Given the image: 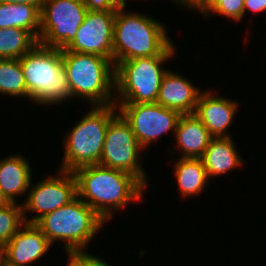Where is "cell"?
I'll return each instance as SVG.
<instances>
[{
    "mask_svg": "<svg viewBox=\"0 0 266 266\" xmlns=\"http://www.w3.org/2000/svg\"><path fill=\"white\" fill-rule=\"evenodd\" d=\"M115 17L116 11H88L75 38L65 50L95 54L113 62Z\"/></svg>",
    "mask_w": 266,
    "mask_h": 266,
    "instance_id": "12",
    "label": "cell"
},
{
    "mask_svg": "<svg viewBox=\"0 0 266 266\" xmlns=\"http://www.w3.org/2000/svg\"><path fill=\"white\" fill-rule=\"evenodd\" d=\"M44 0H0V3H25L37 6L40 10Z\"/></svg>",
    "mask_w": 266,
    "mask_h": 266,
    "instance_id": "29",
    "label": "cell"
},
{
    "mask_svg": "<svg viewBox=\"0 0 266 266\" xmlns=\"http://www.w3.org/2000/svg\"><path fill=\"white\" fill-rule=\"evenodd\" d=\"M117 106H92L86 115L64 137V153L60 170L97 165L100 162L105 134L111 119L117 114Z\"/></svg>",
    "mask_w": 266,
    "mask_h": 266,
    "instance_id": "6",
    "label": "cell"
},
{
    "mask_svg": "<svg viewBox=\"0 0 266 266\" xmlns=\"http://www.w3.org/2000/svg\"><path fill=\"white\" fill-rule=\"evenodd\" d=\"M68 255V262L66 266H83L72 254Z\"/></svg>",
    "mask_w": 266,
    "mask_h": 266,
    "instance_id": "32",
    "label": "cell"
},
{
    "mask_svg": "<svg viewBox=\"0 0 266 266\" xmlns=\"http://www.w3.org/2000/svg\"><path fill=\"white\" fill-rule=\"evenodd\" d=\"M143 150L130 124L117 112L108 124L99 165L131 173L147 187L148 179L139 155Z\"/></svg>",
    "mask_w": 266,
    "mask_h": 266,
    "instance_id": "8",
    "label": "cell"
},
{
    "mask_svg": "<svg viewBox=\"0 0 266 266\" xmlns=\"http://www.w3.org/2000/svg\"><path fill=\"white\" fill-rule=\"evenodd\" d=\"M221 0H201L193 9L198 10L204 17L209 16L208 12Z\"/></svg>",
    "mask_w": 266,
    "mask_h": 266,
    "instance_id": "28",
    "label": "cell"
},
{
    "mask_svg": "<svg viewBox=\"0 0 266 266\" xmlns=\"http://www.w3.org/2000/svg\"><path fill=\"white\" fill-rule=\"evenodd\" d=\"M118 112L130 124L141 147L145 150L160 136L172 131L173 137L181 113L157 103L119 104Z\"/></svg>",
    "mask_w": 266,
    "mask_h": 266,
    "instance_id": "11",
    "label": "cell"
},
{
    "mask_svg": "<svg viewBox=\"0 0 266 266\" xmlns=\"http://www.w3.org/2000/svg\"><path fill=\"white\" fill-rule=\"evenodd\" d=\"M40 16V9L34 5L25 3H0V29H25L38 40Z\"/></svg>",
    "mask_w": 266,
    "mask_h": 266,
    "instance_id": "20",
    "label": "cell"
},
{
    "mask_svg": "<svg viewBox=\"0 0 266 266\" xmlns=\"http://www.w3.org/2000/svg\"><path fill=\"white\" fill-rule=\"evenodd\" d=\"M5 266H21V265L13 264V263H10V262L7 261Z\"/></svg>",
    "mask_w": 266,
    "mask_h": 266,
    "instance_id": "33",
    "label": "cell"
},
{
    "mask_svg": "<svg viewBox=\"0 0 266 266\" xmlns=\"http://www.w3.org/2000/svg\"><path fill=\"white\" fill-rule=\"evenodd\" d=\"M210 91L200 94L195 110V115L208 129L212 137L230 136L227 128L231 127L237 112L238 102L226 96H214Z\"/></svg>",
    "mask_w": 266,
    "mask_h": 266,
    "instance_id": "13",
    "label": "cell"
},
{
    "mask_svg": "<svg viewBox=\"0 0 266 266\" xmlns=\"http://www.w3.org/2000/svg\"><path fill=\"white\" fill-rule=\"evenodd\" d=\"M106 221L78 196L67 205L43 215L34 224L54 244L64 242L65 253L85 250Z\"/></svg>",
    "mask_w": 266,
    "mask_h": 266,
    "instance_id": "5",
    "label": "cell"
},
{
    "mask_svg": "<svg viewBox=\"0 0 266 266\" xmlns=\"http://www.w3.org/2000/svg\"><path fill=\"white\" fill-rule=\"evenodd\" d=\"M11 202L9 199L3 194V192L0 190V209H3L7 206H9Z\"/></svg>",
    "mask_w": 266,
    "mask_h": 266,
    "instance_id": "31",
    "label": "cell"
},
{
    "mask_svg": "<svg viewBox=\"0 0 266 266\" xmlns=\"http://www.w3.org/2000/svg\"><path fill=\"white\" fill-rule=\"evenodd\" d=\"M19 62L26 81L29 100L55 105L72 98L61 49L37 43Z\"/></svg>",
    "mask_w": 266,
    "mask_h": 266,
    "instance_id": "3",
    "label": "cell"
},
{
    "mask_svg": "<svg viewBox=\"0 0 266 266\" xmlns=\"http://www.w3.org/2000/svg\"><path fill=\"white\" fill-rule=\"evenodd\" d=\"M174 165L175 177L183 197L199 195L209 183L201 158H179Z\"/></svg>",
    "mask_w": 266,
    "mask_h": 266,
    "instance_id": "19",
    "label": "cell"
},
{
    "mask_svg": "<svg viewBox=\"0 0 266 266\" xmlns=\"http://www.w3.org/2000/svg\"><path fill=\"white\" fill-rule=\"evenodd\" d=\"M25 224L23 207L20 203H11L0 209V243L7 244L12 236Z\"/></svg>",
    "mask_w": 266,
    "mask_h": 266,
    "instance_id": "23",
    "label": "cell"
},
{
    "mask_svg": "<svg viewBox=\"0 0 266 266\" xmlns=\"http://www.w3.org/2000/svg\"><path fill=\"white\" fill-rule=\"evenodd\" d=\"M61 51L73 98L88 100L92 106L115 104V66L110 59L65 49Z\"/></svg>",
    "mask_w": 266,
    "mask_h": 266,
    "instance_id": "4",
    "label": "cell"
},
{
    "mask_svg": "<svg viewBox=\"0 0 266 266\" xmlns=\"http://www.w3.org/2000/svg\"><path fill=\"white\" fill-rule=\"evenodd\" d=\"M88 11H117L126 7L127 0H83Z\"/></svg>",
    "mask_w": 266,
    "mask_h": 266,
    "instance_id": "25",
    "label": "cell"
},
{
    "mask_svg": "<svg viewBox=\"0 0 266 266\" xmlns=\"http://www.w3.org/2000/svg\"><path fill=\"white\" fill-rule=\"evenodd\" d=\"M0 93L29 99L19 59H0Z\"/></svg>",
    "mask_w": 266,
    "mask_h": 266,
    "instance_id": "22",
    "label": "cell"
},
{
    "mask_svg": "<svg viewBox=\"0 0 266 266\" xmlns=\"http://www.w3.org/2000/svg\"><path fill=\"white\" fill-rule=\"evenodd\" d=\"M34 184H30L22 203L25 223H35L43 215L67 205L77 197V182L73 172L59 169L58 174H50ZM26 211L36 214L28 219Z\"/></svg>",
    "mask_w": 266,
    "mask_h": 266,
    "instance_id": "10",
    "label": "cell"
},
{
    "mask_svg": "<svg viewBox=\"0 0 266 266\" xmlns=\"http://www.w3.org/2000/svg\"><path fill=\"white\" fill-rule=\"evenodd\" d=\"M7 262V247L6 244L0 243V266H5Z\"/></svg>",
    "mask_w": 266,
    "mask_h": 266,
    "instance_id": "30",
    "label": "cell"
},
{
    "mask_svg": "<svg viewBox=\"0 0 266 266\" xmlns=\"http://www.w3.org/2000/svg\"><path fill=\"white\" fill-rule=\"evenodd\" d=\"M77 196L95 210L106 223L114 212L131 202L143 201L145 186L131 173L123 170L89 165L73 172Z\"/></svg>",
    "mask_w": 266,
    "mask_h": 266,
    "instance_id": "1",
    "label": "cell"
},
{
    "mask_svg": "<svg viewBox=\"0 0 266 266\" xmlns=\"http://www.w3.org/2000/svg\"><path fill=\"white\" fill-rule=\"evenodd\" d=\"M87 12L83 0H44L38 43L65 49L75 38Z\"/></svg>",
    "mask_w": 266,
    "mask_h": 266,
    "instance_id": "9",
    "label": "cell"
},
{
    "mask_svg": "<svg viewBox=\"0 0 266 266\" xmlns=\"http://www.w3.org/2000/svg\"><path fill=\"white\" fill-rule=\"evenodd\" d=\"M232 139L231 136L211 138L201 157L209 179L242 167L240 153L236 151L235 142Z\"/></svg>",
    "mask_w": 266,
    "mask_h": 266,
    "instance_id": "18",
    "label": "cell"
},
{
    "mask_svg": "<svg viewBox=\"0 0 266 266\" xmlns=\"http://www.w3.org/2000/svg\"><path fill=\"white\" fill-rule=\"evenodd\" d=\"M52 243L34 223H25L7 242V261L29 266L40 260Z\"/></svg>",
    "mask_w": 266,
    "mask_h": 266,
    "instance_id": "14",
    "label": "cell"
},
{
    "mask_svg": "<svg viewBox=\"0 0 266 266\" xmlns=\"http://www.w3.org/2000/svg\"><path fill=\"white\" fill-rule=\"evenodd\" d=\"M166 28L153 17L116 11L113 36V64L138 57L174 55L175 47Z\"/></svg>",
    "mask_w": 266,
    "mask_h": 266,
    "instance_id": "2",
    "label": "cell"
},
{
    "mask_svg": "<svg viewBox=\"0 0 266 266\" xmlns=\"http://www.w3.org/2000/svg\"><path fill=\"white\" fill-rule=\"evenodd\" d=\"M174 136L180 158H201L212 138L195 113L181 115Z\"/></svg>",
    "mask_w": 266,
    "mask_h": 266,
    "instance_id": "16",
    "label": "cell"
},
{
    "mask_svg": "<svg viewBox=\"0 0 266 266\" xmlns=\"http://www.w3.org/2000/svg\"><path fill=\"white\" fill-rule=\"evenodd\" d=\"M31 169L29 161L20 154L0 160V190L11 203H16V197L28 192L32 184Z\"/></svg>",
    "mask_w": 266,
    "mask_h": 266,
    "instance_id": "17",
    "label": "cell"
},
{
    "mask_svg": "<svg viewBox=\"0 0 266 266\" xmlns=\"http://www.w3.org/2000/svg\"><path fill=\"white\" fill-rule=\"evenodd\" d=\"M249 10L254 13L266 11V0H245L244 1V14Z\"/></svg>",
    "mask_w": 266,
    "mask_h": 266,
    "instance_id": "27",
    "label": "cell"
},
{
    "mask_svg": "<svg viewBox=\"0 0 266 266\" xmlns=\"http://www.w3.org/2000/svg\"><path fill=\"white\" fill-rule=\"evenodd\" d=\"M200 90L185 76L168 69L160 85L156 103L181 114H193L202 93Z\"/></svg>",
    "mask_w": 266,
    "mask_h": 266,
    "instance_id": "15",
    "label": "cell"
},
{
    "mask_svg": "<svg viewBox=\"0 0 266 266\" xmlns=\"http://www.w3.org/2000/svg\"><path fill=\"white\" fill-rule=\"evenodd\" d=\"M244 1L245 0H221L208 14L214 13L215 15H222L239 23L244 16Z\"/></svg>",
    "mask_w": 266,
    "mask_h": 266,
    "instance_id": "24",
    "label": "cell"
},
{
    "mask_svg": "<svg viewBox=\"0 0 266 266\" xmlns=\"http://www.w3.org/2000/svg\"><path fill=\"white\" fill-rule=\"evenodd\" d=\"M83 266H112L105 262L103 258H98L92 254H88L85 250H79L71 253Z\"/></svg>",
    "mask_w": 266,
    "mask_h": 266,
    "instance_id": "26",
    "label": "cell"
},
{
    "mask_svg": "<svg viewBox=\"0 0 266 266\" xmlns=\"http://www.w3.org/2000/svg\"><path fill=\"white\" fill-rule=\"evenodd\" d=\"M38 40L21 28L0 29V59H20L29 52Z\"/></svg>",
    "mask_w": 266,
    "mask_h": 266,
    "instance_id": "21",
    "label": "cell"
},
{
    "mask_svg": "<svg viewBox=\"0 0 266 266\" xmlns=\"http://www.w3.org/2000/svg\"><path fill=\"white\" fill-rule=\"evenodd\" d=\"M171 57L158 55L119 62L115 66V105L156 103L168 71L163 65Z\"/></svg>",
    "mask_w": 266,
    "mask_h": 266,
    "instance_id": "7",
    "label": "cell"
}]
</instances>
